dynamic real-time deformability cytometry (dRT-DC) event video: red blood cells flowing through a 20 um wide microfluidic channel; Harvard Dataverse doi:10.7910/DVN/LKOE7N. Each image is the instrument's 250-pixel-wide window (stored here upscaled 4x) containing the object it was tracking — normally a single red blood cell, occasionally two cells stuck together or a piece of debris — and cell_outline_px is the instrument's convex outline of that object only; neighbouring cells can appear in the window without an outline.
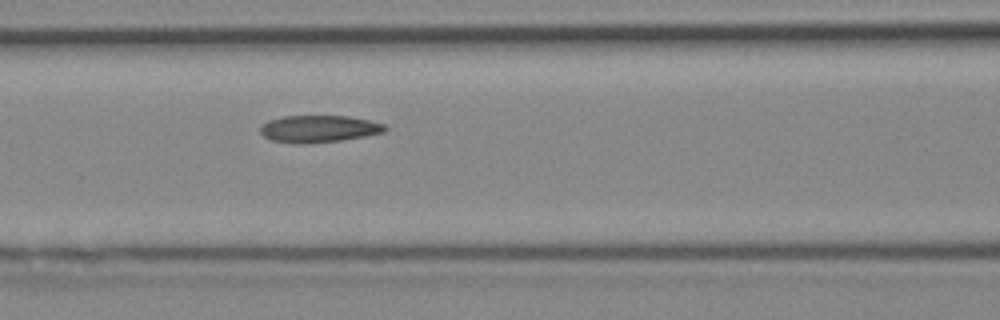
{"species": "Egyptian fruit bat (a non-hibernating species)", "species_latin": "Rousettus aegyptiacus", "temperature_condition": "cold", "stored_images_in_passage": 7, "camera_frame_rate_fps": 3000, "um_per_image_px": 0.085, "animal": {"sex": "female"}, "frame": {"image": 1, "passage_image": 7, "time_ms": 2.0, "image_size_px": [1000, 320], "cell_outline_px": [[388, 128], [384, 132], [364, 136], [340, 140], [272, 140], [264, 136], [260, 132], [260, 128], [268, 120], [284, 116], [348, 116], [368, 120], [384, 124]], "centroid_in_image_um": [27.16, 10.88], "position_along_channel_um": 139.4, "area_um2": 18.44}}